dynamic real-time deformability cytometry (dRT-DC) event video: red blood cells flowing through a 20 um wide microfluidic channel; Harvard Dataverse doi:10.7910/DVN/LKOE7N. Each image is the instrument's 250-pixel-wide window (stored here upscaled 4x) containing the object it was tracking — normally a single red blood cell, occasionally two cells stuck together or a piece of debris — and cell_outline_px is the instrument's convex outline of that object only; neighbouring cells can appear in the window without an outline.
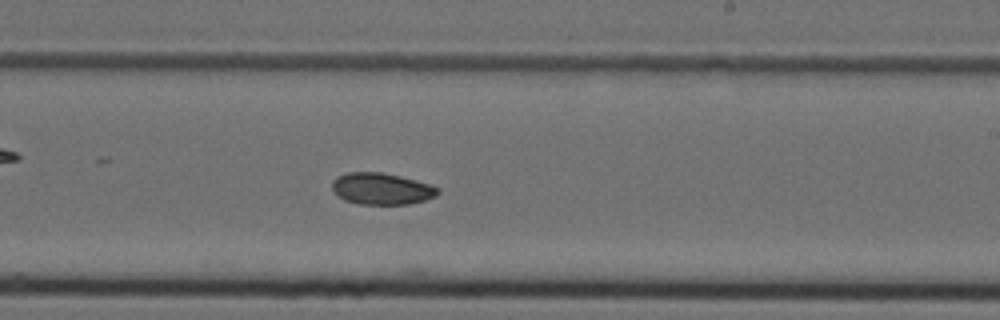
{"species": "Egyptian fruit bat (a non-hibernating species)", "species_latin": "Rousettus aegyptiacus", "temperature_condition": "cold", "stored_images_in_passage": 29, "camera_frame_rate_fps": 3000, "um_per_image_px": 0.085, "animal": {"sex": "female"}, "frame": {"image": 1, "passage_image": 25, "time_ms": 8.0, "image_size_px": [1000, 320], "cell_outline_px": [[440, 192], [436, 196], [424, 200], [408, 204], [356, 204], [344, 200], [336, 196], [332, 192], [332, 180], [336, 176], [348, 172], [380, 172], [400, 176], [416, 180], [440, 188]], "centroid_in_image_um": [32.38, 16.04], "position_along_channel_um": 256.6, "area_um2": 19.71}}